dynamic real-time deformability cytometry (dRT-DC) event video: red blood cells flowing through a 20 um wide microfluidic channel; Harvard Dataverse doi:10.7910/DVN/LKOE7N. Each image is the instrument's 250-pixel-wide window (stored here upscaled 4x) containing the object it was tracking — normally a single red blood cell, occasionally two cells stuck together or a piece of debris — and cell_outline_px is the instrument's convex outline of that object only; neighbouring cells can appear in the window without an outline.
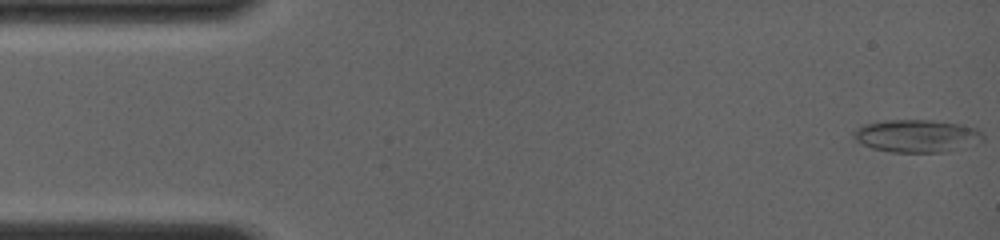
{"species": "common noctule bat (a hibernating species)", "species_latin": "Nyctalus noctula", "temperature_condition": "room temperature", "stored_images_in_passage": 7, "camera_frame_rate_fps": 4000, "um_per_image_px": 0.085, "animal": {"sex": "female", "body_mass_g": 19.0, "forearm_length_mm": 56.7}, "frame": {"image": 1, "passage_image": 1, "time_ms": 0.0, "image_size_px": [1000, 240], "cell_outline_px": [[984, 140], [944, 152], [892, 152], [872, 148], [856, 140], [852, 136], [852, 132], [856, 128], [864, 124], [884, 120], [932, 120], [960, 124], [976, 128], [984, 136]], "centroid_in_image_um": [77.88, 11.54], "position_along_channel_um": 7.1, "area_um2": 24.45}}